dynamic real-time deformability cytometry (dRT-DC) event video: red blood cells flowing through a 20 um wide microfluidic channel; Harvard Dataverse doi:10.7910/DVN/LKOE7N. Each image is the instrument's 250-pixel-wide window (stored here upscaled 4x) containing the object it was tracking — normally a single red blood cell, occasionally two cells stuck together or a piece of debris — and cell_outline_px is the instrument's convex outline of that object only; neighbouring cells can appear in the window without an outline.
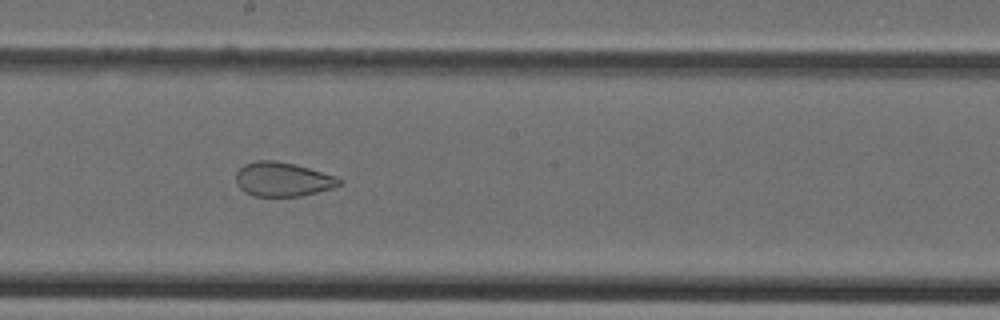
{"species": "Egyptian fruit bat (a non-hibernating species)", "species_latin": "Rousettus aegyptiacus", "temperature_condition": "cold", "stored_images_in_passage": 44, "camera_frame_rate_fps": 3000, "um_per_image_px": 0.085, "animal": {"sex": "female"}, "frame": {"image": 1, "passage_image": 24, "time_ms": 7.667, "image_size_px": [1000, 320], "cell_outline_px": [[344, 184], [332, 188], [300, 196], [252, 196], [244, 192], [236, 184], [236, 172], [244, 164], [256, 160], [276, 160], [308, 168], [336, 176], [344, 180]], "centroid_in_image_um": [24.02, 15.24], "position_along_channel_um": 224.2, "area_um2": 20.69}}
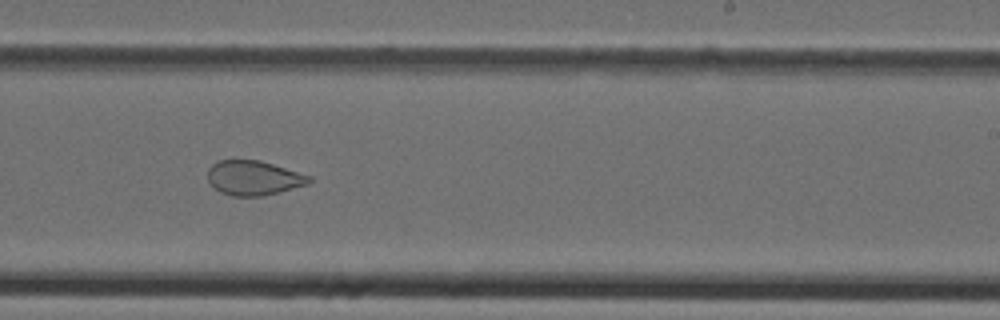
{"frame": {"image": 2, "passage_image": 27, "time_ms": 8.667, "image_size_px": [1000, 320], "cell_outline_px": [[312, 180], [308, 184], [260, 196], [232, 196], [220, 192], [208, 180], [208, 168], [216, 160], [260, 160], [312, 176]], "centroid_in_image_um": [21.54, 15.11], "position_along_channel_um": 267.5, "area_um2": 20.29}}
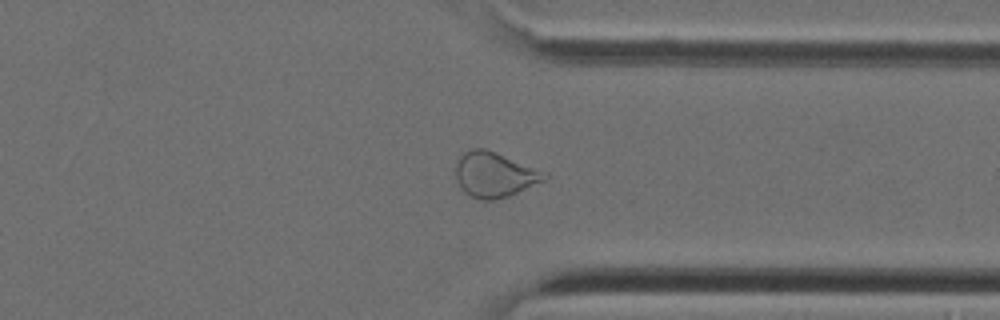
{"frame": {"image": 3, "passage_image": 34, "time_ms": 11.0, "image_size_px": [1000, 320], "cell_outline_px": [[548, 176], [544, 180], [508, 196], [496, 200], [480, 200], [464, 192], [460, 188], [456, 180], [456, 164], [460, 156], [464, 152], [472, 148], [484, 148], [548, 172]], "centroid_in_image_um": [42.01, 14.84], "position_along_channel_um": 369.4, "area_um2": 23.24}}